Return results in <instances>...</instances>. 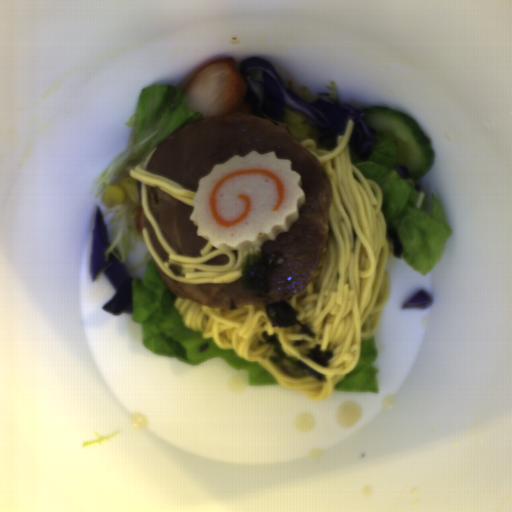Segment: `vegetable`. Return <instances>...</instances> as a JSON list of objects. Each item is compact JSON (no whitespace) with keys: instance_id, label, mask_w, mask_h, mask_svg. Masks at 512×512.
I'll return each mask as SVG.
<instances>
[{"instance_id":"4","label":"vegetable","mask_w":512,"mask_h":512,"mask_svg":"<svg viewBox=\"0 0 512 512\" xmlns=\"http://www.w3.org/2000/svg\"><path fill=\"white\" fill-rule=\"evenodd\" d=\"M139 204L123 202L116 206L108 207L101 213L104 220L109 247L105 252V261L110 254L123 262L129 254L137 248L138 242H145L143 234L137 228V215L141 201L142 184L137 181Z\"/></svg>"},{"instance_id":"8","label":"vegetable","mask_w":512,"mask_h":512,"mask_svg":"<svg viewBox=\"0 0 512 512\" xmlns=\"http://www.w3.org/2000/svg\"><path fill=\"white\" fill-rule=\"evenodd\" d=\"M387 245H388V253L387 256H395L394 253V244L392 240L387 239Z\"/></svg>"},{"instance_id":"7","label":"vegetable","mask_w":512,"mask_h":512,"mask_svg":"<svg viewBox=\"0 0 512 512\" xmlns=\"http://www.w3.org/2000/svg\"><path fill=\"white\" fill-rule=\"evenodd\" d=\"M324 87L326 90H330L331 95H329V98L333 101H340L339 100V92H338V84L333 81H329V84H324Z\"/></svg>"},{"instance_id":"2","label":"vegetable","mask_w":512,"mask_h":512,"mask_svg":"<svg viewBox=\"0 0 512 512\" xmlns=\"http://www.w3.org/2000/svg\"><path fill=\"white\" fill-rule=\"evenodd\" d=\"M146 265V266H145ZM145 266L142 278H132L131 319L141 326L143 347L152 354L173 357L189 365H198L220 357L238 371H246L247 384L280 385L275 377L257 362L246 361L233 350H222L200 330H191L175 308L179 296L171 293L149 251L143 260L127 268V272Z\"/></svg>"},{"instance_id":"3","label":"vegetable","mask_w":512,"mask_h":512,"mask_svg":"<svg viewBox=\"0 0 512 512\" xmlns=\"http://www.w3.org/2000/svg\"><path fill=\"white\" fill-rule=\"evenodd\" d=\"M200 119L204 117L187 107V97L179 87L160 83L142 89L136 112L127 119V127L134 130L135 140L100 175L95 187L96 197L102 198L109 185L132 178L130 170L144 162L153 149L179 127Z\"/></svg>"},{"instance_id":"6","label":"vegetable","mask_w":512,"mask_h":512,"mask_svg":"<svg viewBox=\"0 0 512 512\" xmlns=\"http://www.w3.org/2000/svg\"><path fill=\"white\" fill-rule=\"evenodd\" d=\"M264 340H259V344H270L275 355L272 356V361L280 366L288 375L294 377H311L312 379L322 382L323 375L316 372L302 361L293 356H287L282 349V343L277 339V333L268 336L267 332L262 333Z\"/></svg>"},{"instance_id":"5","label":"vegetable","mask_w":512,"mask_h":512,"mask_svg":"<svg viewBox=\"0 0 512 512\" xmlns=\"http://www.w3.org/2000/svg\"><path fill=\"white\" fill-rule=\"evenodd\" d=\"M379 358L375 331L362 342L359 360L355 368L335 386L333 391L379 392L375 361Z\"/></svg>"},{"instance_id":"1","label":"vegetable","mask_w":512,"mask_h":512,"mask_svg":"<svg viewBox=\"0 0 512 512\" xmlns=\"http://www.w3.org/2000/svg\"><path fill=\"white\" fill-rule=\"evenodd\" d=\"M376 141L369 157L362 160L350 147V162L365 179L382 188L381 211L386 224L397 229L403 244L401 256L408 265L428 275L437 265L452 229L439 199L428 197L409 176L404 179L396 170L398 144L376 131Z\"/></svg>"}]
</instances>
